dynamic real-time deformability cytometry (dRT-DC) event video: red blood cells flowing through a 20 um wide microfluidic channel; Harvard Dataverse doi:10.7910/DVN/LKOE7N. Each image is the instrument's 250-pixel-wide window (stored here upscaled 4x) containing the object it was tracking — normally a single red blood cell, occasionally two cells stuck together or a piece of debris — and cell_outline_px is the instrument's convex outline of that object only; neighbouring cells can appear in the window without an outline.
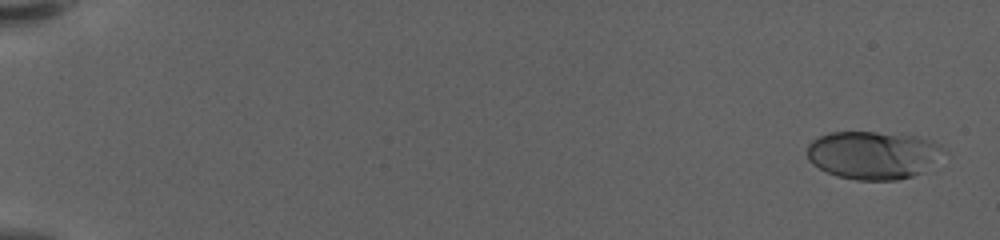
{"species": "human", "species_latin": "Homo sapiens", "temperature_condition": "warm", "stored_images_in_passage": 60, "camera_frame_rate_fps": 3000, "um_per_image_px": 0.085, "donor": {"sex": "female"}, "frame": {"image": 1, "passage_image": 3, "time_ms": 0.667, "image_size_px": [1000, 240], "cell_outline_px": [[940, 148], [920, 172], [912, 176], [896, 180], [856, 180], [836, 176], [812, 164], [808, 160], [808, 144], [812, 140], [820, 136], [832, 132], [876, 132], [916, 136], [932, 140], [940, 144]], "centroid_in_image_um": [74.07, 13.17], "position_along_channel_um": 10.9, "area_um2": 37.11}}
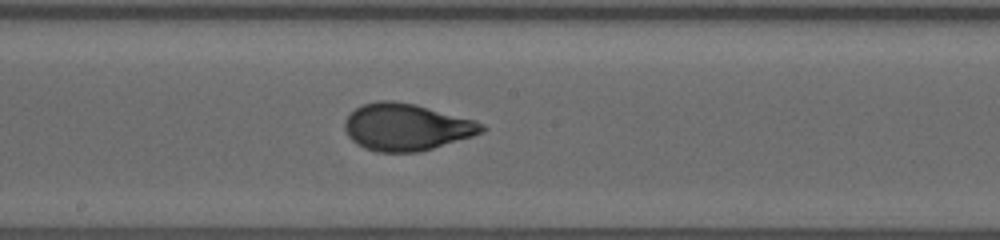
{"frame": {"image": 2, "passage_image": 35, "time_ms": 11.333, "image_size_px": [1000, 240], "cell_outline_px": [[488, 128], [484, 132], [472, 136], [420, 152], [376, 152], [364, 148], [356, 144], [348, 136], [344, 128], [344, 120], [356, 108], [364, 104], [380, 100], [392, 100], [416, 104], [476, 120], [484, 124]], "centroid_in_image_um": [34.56, 10.8], "position_along_channel_um": 213.6, "area_um2": 37.74}}
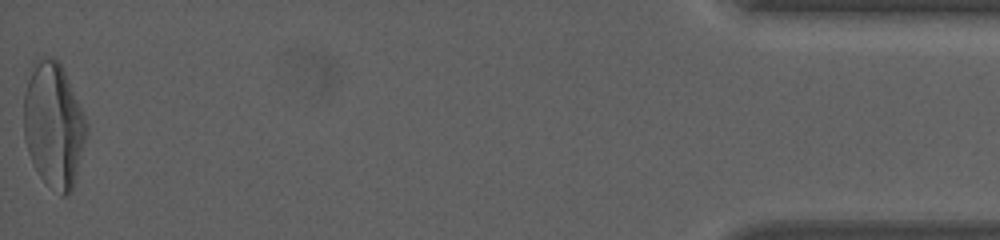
{"frame": {"image": 3, "passage_image": 60, "time_ms": 19.667, "image_size_px": [1000, 240], "cell_outline_px": [[88, 132], [72, 192], [68, 196], [60, 196], [40, 176], [28, 152], [24, 140], [24, 92], [28, 80], [40, 56], [52, 56], [60, 64], [68, 80], [88, 124]], "centroid_in_image_um": [4.58, 10.68], "position_along_channel_um": 430.6, "area_um2": 45.37}, "authors_computed_cell_mechanics": {"area_um2": 37.1654, "velocity_mm_per_s": 3.5983, "shape_relaxation_time_tau1_ms": 4.3119, "shape_relaxation_time_tau2_ms": 0.9046, "deformation_change_tau1": 0.1952, "deformation_change_tau2": 0.063}}